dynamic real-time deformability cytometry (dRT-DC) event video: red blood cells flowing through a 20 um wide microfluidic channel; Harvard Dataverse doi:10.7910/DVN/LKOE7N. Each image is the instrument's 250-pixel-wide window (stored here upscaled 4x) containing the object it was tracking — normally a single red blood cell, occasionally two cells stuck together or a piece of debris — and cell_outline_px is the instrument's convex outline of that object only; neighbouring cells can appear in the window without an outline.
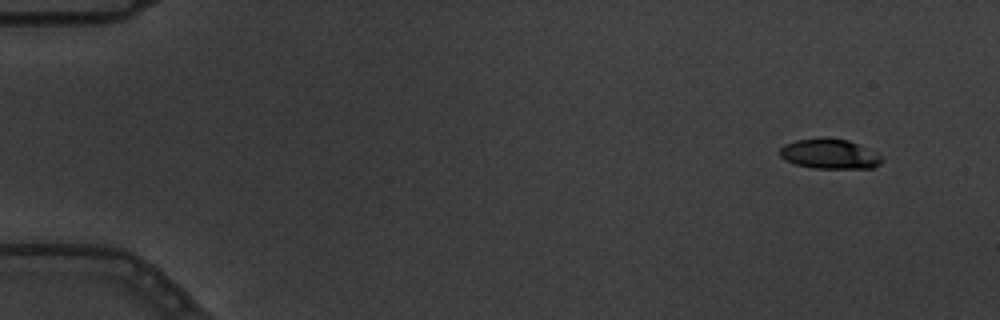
{"species": "common noctule bat (a hibernating species)", "species_latin": "Nyctalus noctula", "temperature_condition": "warm", "stored_images_in_passage": 7, "camera_frame_rate_fps": 3000, "um_per_image_px": 0.085, "animal": {"sex": "male", "body_mass_g": 19.5, "forearm_length_mm": 54.6}, "frame": {"image": 1, "passage_image": 1, "time_ms": 0.0, "image_size_px": [1000, 320], "cell_outline_px": [[884, 160], [880, 164], [872, 168], [812, 168], [796, 164], [784, 160], [780, 156], [780, 148], [784, 144], [796, 140], [848, 140], [876, 152]], "centroid_in_image_um": [70.52, 13.12], "position_along_channel_um": 14.5, "area_um2": 17.22}}
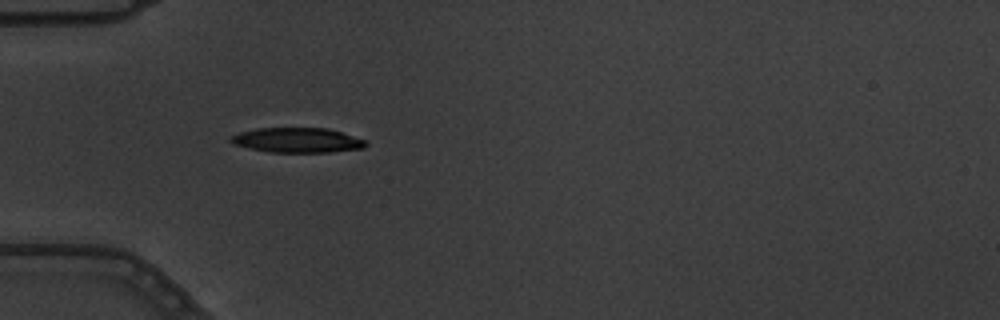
{"frame": {"image": 2, "passage_image": 5, "time_ms": 1.333, "image_size_px": [1000, 320], "cell_outline_px": [[368, 144], [364, 148], [328, 152], [272, 152], [232, 144], [228, 140], [228, 136], [240, 132], [256, 128], [328, 128], [364, 140]], "centroid_in_image_um": [25.22, 11.91], "position_along_channel_um": 59.8, "area_um2": 19.42}}